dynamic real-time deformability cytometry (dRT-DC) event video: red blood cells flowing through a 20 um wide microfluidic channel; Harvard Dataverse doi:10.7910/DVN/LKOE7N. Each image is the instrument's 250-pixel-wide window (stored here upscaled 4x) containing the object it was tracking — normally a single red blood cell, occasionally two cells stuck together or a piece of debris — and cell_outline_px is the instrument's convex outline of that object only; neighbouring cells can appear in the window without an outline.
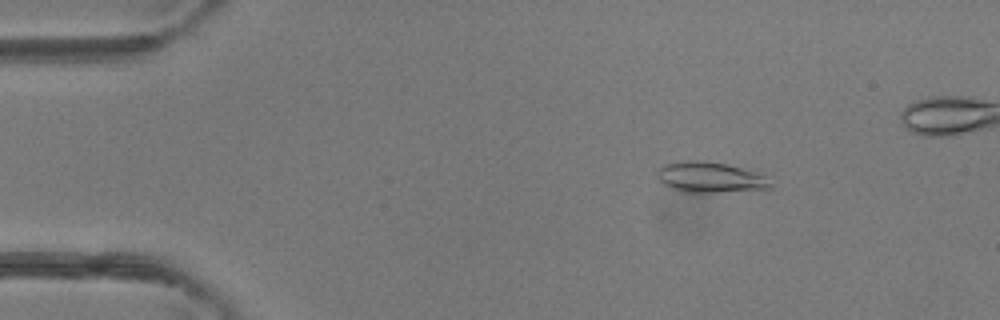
{"species": "common noctule bat (a hibernating species)", "species_latin": "Nyctalus noctula", "temperature_condition": "room temperature", "stored_images_in_passage": 4, "camera_frame_rate_fps": 3000, "um_per_image_px": 0.085, "animal": {"sex": "female"}, "frame": {"image": 1, "passage_image": 1, "time_ms": 0.0, "image_size_px": [1000, 320], "cell_outline_px": [[772, 188], [720, 192], [680, 192], [664, 184], [656, 176], [656, 168], [664, 164], [684, 160], [708, 160], [728, 164], [760, 172], [772, 184]], "centroid_in_image_um": [60.34, 15.05], "position_along_channel_um": 24.7, "area_um2": 20.58}}